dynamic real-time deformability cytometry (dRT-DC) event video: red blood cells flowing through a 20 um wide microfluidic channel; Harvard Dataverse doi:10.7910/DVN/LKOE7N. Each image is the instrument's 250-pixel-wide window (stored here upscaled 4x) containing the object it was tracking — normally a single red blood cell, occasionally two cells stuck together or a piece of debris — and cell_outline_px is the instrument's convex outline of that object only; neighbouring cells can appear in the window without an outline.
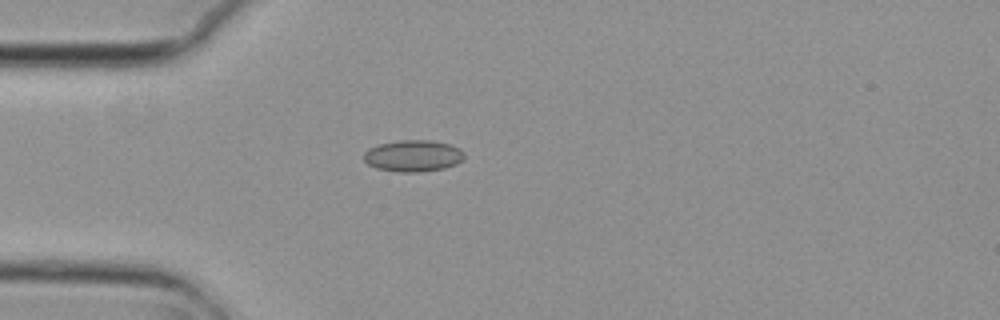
{"species": "common noctule bat (a hibernating species)", "species_latin": "Nyctalus noctula", "temperature_condition": "cold", "stored_images_in_passage": 2, "camera_frame_rate_fps": 3000, "um_per_image_px": 0.085, "animal": {"sex": "female", "body_mass_g": 29.2, "forearm_length_mm": 56.3}, "frame": {"image": 1, "passage_image": 1, "time_ms": 0.0, "image_size_px": [1000, 320], "cell_outline_px": [[464, 156], [456, 164], [444, 168], [416, 172], [400, 172], [376, 168], [368, 164], [364, 160], [364, 152], [368, 148], [380, 144], [400, 140], [432, 140], [448, 144], [460, 148], [464, 152]], "centroid_in_image_um": [35.1, 13.24], "position_along_channel_um": 49.9, "area_um2": 18.38}}